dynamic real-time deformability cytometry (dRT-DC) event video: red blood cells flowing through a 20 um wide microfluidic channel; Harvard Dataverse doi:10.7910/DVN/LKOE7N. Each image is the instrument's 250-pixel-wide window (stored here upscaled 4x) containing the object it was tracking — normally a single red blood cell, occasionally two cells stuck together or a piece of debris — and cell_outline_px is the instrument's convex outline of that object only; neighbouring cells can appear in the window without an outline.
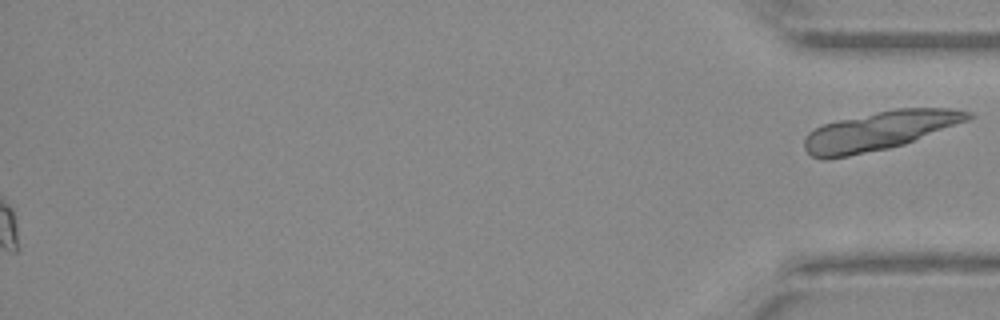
{"species": "Egyptian fruit bat (a non-hibernating species)", "species_latin": "Rousettus aegyptiacus", "temperature_condition": "warm", "stored_images_in_passage": 35, "segment_of_instrument_passage": [2, 2], "camera_frame_rate_fps": 3000, "um_per_image_px": 0.085, "animal": {"sex": "female"}, "frame": {"image": 1, "passage_image": 35, "time_ms": 11.333, "image_size_px": [1000, 320], "cell_outline_px": [[972, 116], [968, 120], [904, 144], [888, 148], [828, 160], [824, 160], [812, 156], [804, 148], [804, 136], [808, 132], [824, 124], [836, 120], [896, 108], [952, 108], [972, 112]], "centroid_in_image_um": [74.72, 11.12], "position_along_channel_um": 360.5, "area_um2": 36.93}}